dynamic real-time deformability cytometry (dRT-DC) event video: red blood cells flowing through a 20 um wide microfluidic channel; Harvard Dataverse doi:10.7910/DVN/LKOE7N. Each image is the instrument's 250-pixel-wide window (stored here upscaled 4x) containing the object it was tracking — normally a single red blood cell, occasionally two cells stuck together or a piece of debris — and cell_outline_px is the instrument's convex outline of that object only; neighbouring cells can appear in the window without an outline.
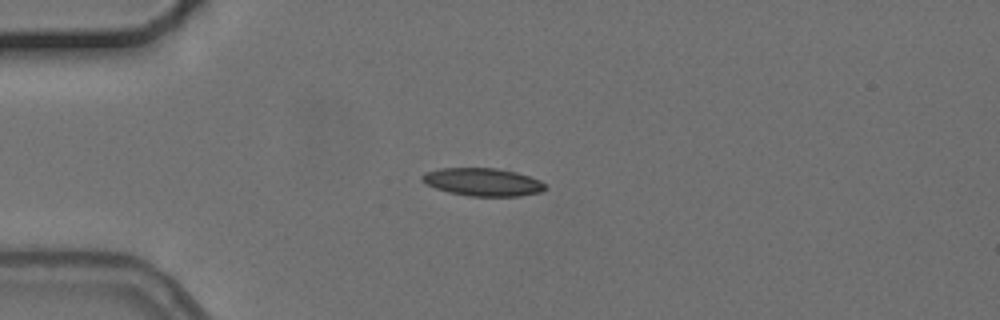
{"species": "common noctule bat (a hibernating species)", "species_latin": "Nyctalus noctula", "temperature_condition": "cold", "stored_images_in_passage": 8, "camera_frame_rate_fps": 3000, "um_per_image_px": 0.085, "animal": {"sex": "female", "body_mass_g": 24.6, "forearm_length_mm": 56.2}, "frame": {"image": 1, "passage_image": 1, "time_ms": 0.0, "image_size_px": [1000, 320], "cell_outline_px": [[548, 188], [540, 192], [520, 196], [468, 196], [448, 192], [436, 188], [420, 180], [420, 176], [424, 172], [440, 168], [496, 168], [516, 172], [540, 180]], "centroid_in_image_um": [41.02, 15.47], "position_along_channel_um": 44.0, "area_um2": 20.06}}
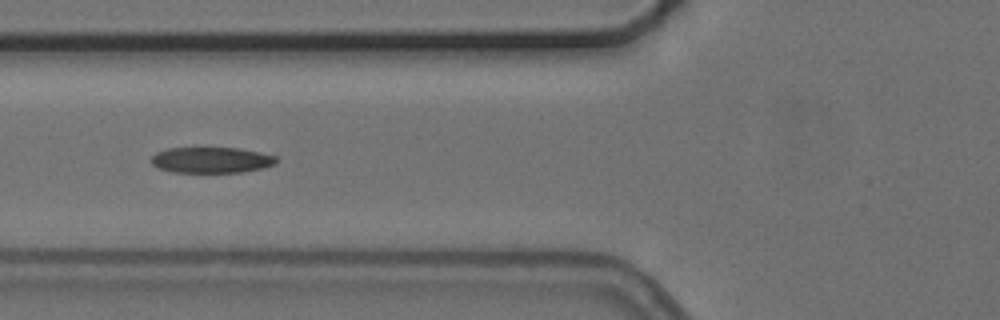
{"frame": {"image": 2, "passage_image": 3, "time_ms": 2.333, "image_size_px": [1000, 320], "cell_outline_px": [[276, 164], [264, 168], [240, 172], [172, 172], [160, 168], [152, 164], [152, 156], [156, 152], [168, 148], [240, 148], [260, 152], [276, 156]], "centroid_in_image_um": [17.99, 13.6], "position_along_channel_um": 107.8, "area_um2": 18.79}}
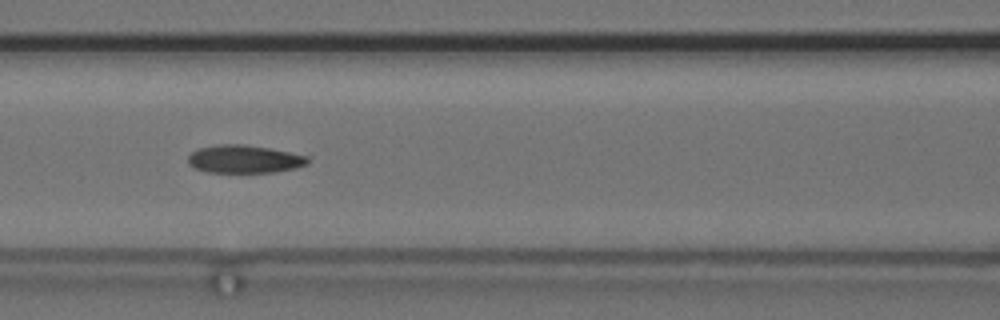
{"frame": {"image": 3, "passage_image": 4, "time_ms": 3.333, "image_size_px": [1000, 320], "cell_outline_px": [[308, 164], [296, 168], [276, 172], [208, 172], [196, 168], [188, 164], [188, 156], [192, 152], [200, 148], [220, 144], [244, 144], [268, 148], [308, 156]], "centroid_in_image_um": [20.77, 13.52], "position_along_channel_um": 145.8, "area_um2": 19.36}}